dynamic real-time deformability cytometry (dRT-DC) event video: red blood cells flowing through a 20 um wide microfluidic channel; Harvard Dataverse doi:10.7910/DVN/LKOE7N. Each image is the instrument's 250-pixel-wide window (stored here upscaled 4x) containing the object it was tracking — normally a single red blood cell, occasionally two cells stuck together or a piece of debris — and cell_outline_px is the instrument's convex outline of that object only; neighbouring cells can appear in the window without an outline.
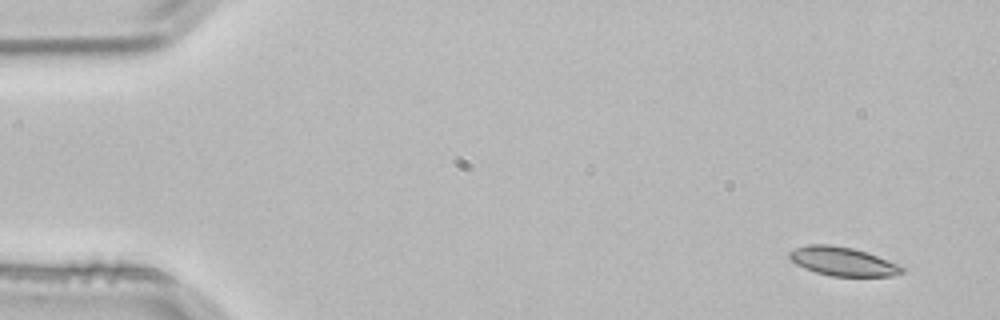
{"species": "common noctule bat (a hibernating species)", "species_latin": "Nyctalus noctula", "temperature_condition": "room temperature", "stored_images_in_passage": 3, "camera_frame_rate_fps": 3000, "um_per_image_px": 0.085, "animal": {"sex": "male", "body_mass_g": 21.5, "forearm_length_mm": 52.0}, "frame": {"image": 1, "passage_image": 1, "time_ms": 0.0, "image_size_px": [1000, 320], "cell_outline_px": [[904, 272], [892, 276], [832, 276], [816, 272], [804, 268], [796, 264], [788, 256], [788, 252], [796, 248], [808, 244], [832, 244], [852, 248], [876, 256], [896, 264], [904, 268]], "centroid_in_image_um": [71.58, 22.22], "position_along_channel_um": 13.4, "area_um2": 18.61}}